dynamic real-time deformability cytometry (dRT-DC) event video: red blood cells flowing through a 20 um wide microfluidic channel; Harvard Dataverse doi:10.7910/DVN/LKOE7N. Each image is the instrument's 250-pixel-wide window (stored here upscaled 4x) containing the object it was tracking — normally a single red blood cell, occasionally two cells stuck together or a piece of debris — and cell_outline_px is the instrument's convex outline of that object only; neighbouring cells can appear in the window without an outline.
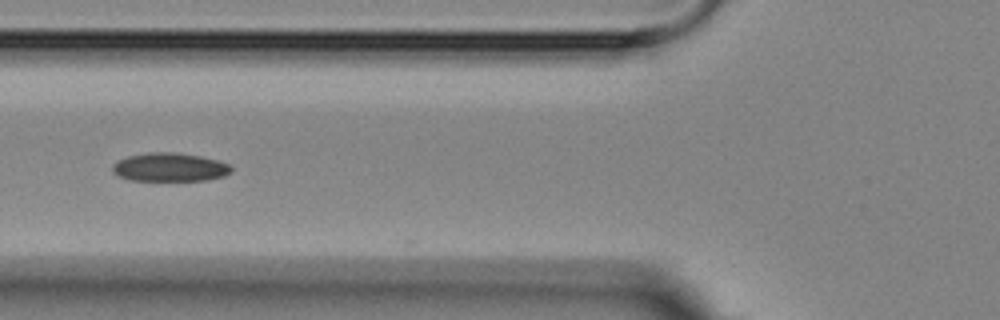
{"species": "Egyptian fruit bat (a non-hibernating species)", "species_latin": "Rousettus aegyptiacus", "temperature_condition": "room temperature", "stored_images_in_passage": 6, "camera_frame_rate_fps": 3000, "um_per_image_px": 0.085, "animal": {"sex": "female"}, "frame": {"image": 1, "passage_image": 6, "time_ms": 6.667, "image_size_px": [1000, 320], "cell_outline_px": [[232, 168], [224, 176], [204, 180], [132, 180], [120, 176], [112, 172], [112, 164], [116, 160], [128, 156], [148, 152], [176, 152], [200, 156], [216, 160], [228, 164]], "centroid_in_image_um": [14.37, 14.2], "position_along_channel_um": 111.4, "area_um2": 19.59}}